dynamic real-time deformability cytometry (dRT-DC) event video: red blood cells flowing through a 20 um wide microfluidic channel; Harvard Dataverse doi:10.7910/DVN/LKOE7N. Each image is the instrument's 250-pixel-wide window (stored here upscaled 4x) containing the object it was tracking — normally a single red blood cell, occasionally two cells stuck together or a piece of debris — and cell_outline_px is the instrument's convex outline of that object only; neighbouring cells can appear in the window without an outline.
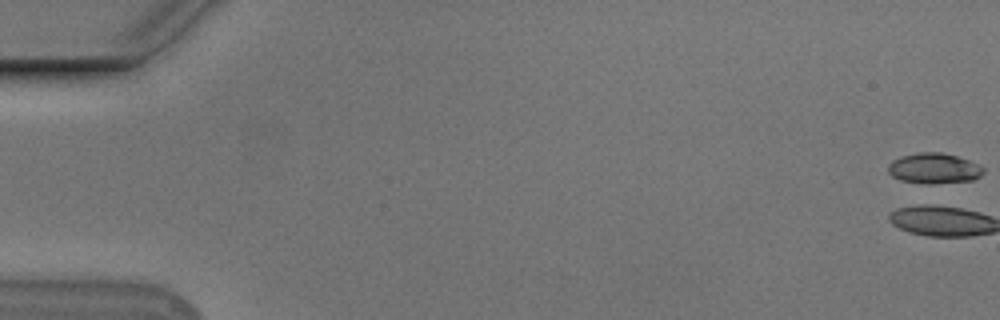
{"species": "Egyptian fruit bat (a non-hibernating species)", "species_latin": "Rousettus aegyptiacus", "temperature_condition": "cold", "stored_images_in_passage": 3, "camera_frame_rate_fps": 3000, "um_per_image_px": 0.085, "animal": {"sex": "male"}, "frame": {"image": 1, "passage_image": 1, "time_ms": 0.0, "image_size_px": [1000, 320], "cell_outline_px": [[984, 172], [980, 176], [972, 180], [932, 184], [924, 184], [900, 180], [892, 176], [888, 172], [888, 164], [892, 160], [900, 156], [916, 152], [940, 152], [956, 156], [968, 160], [984, 168]], "centroid_in_image_um": [79.35, 14.31], "position_along_channel_um": 5.7, "area_um2": 16.99}}